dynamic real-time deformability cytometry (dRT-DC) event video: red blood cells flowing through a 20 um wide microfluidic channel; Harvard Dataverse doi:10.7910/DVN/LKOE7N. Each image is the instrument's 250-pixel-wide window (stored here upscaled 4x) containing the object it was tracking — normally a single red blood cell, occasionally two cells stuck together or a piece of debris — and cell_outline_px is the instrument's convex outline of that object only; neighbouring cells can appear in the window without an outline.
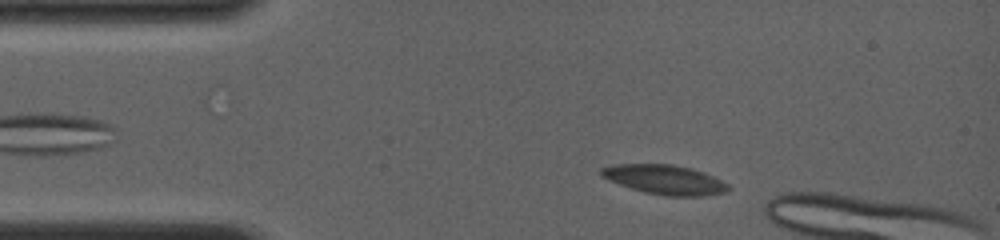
{"species": "common noctule bat (a hibernating species)", "species_latin": "Nyctalus noctula", "temperature_condition": "room temperature", "stored_images_in_passage": 13, "camera_frame_rate_fps": 4000, "um_per_image_px": 0.085, "animal": {"sex": "female", "body_mass_g": 19.0, "forearm_length_mm": 56.7}, "frame": {"image": 1, "passage_image": 3, "time_ms": 0.5, "image_size_px": [1000, 240], "cell_outline_px": [[732, 188], [728, 192], [704, 196], [664, 196], [644, 192], [608, 180], [600, 176], [600, 168], [616, 164], [672, 164], [692, 168], [704, 172], [728, 184]], "centroid_in_image_um": [56.52, 15.27], "position_along_channel_um": 28.5, "area_um2": 21.96}}
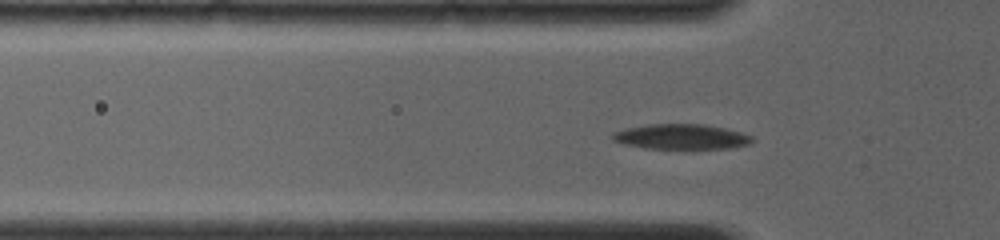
{"frame": {"image": 2, "passage_image": 11, "time_ms": 2.75, "image_size_px": [1000, 240], "cell_outline_px": [[752, 144], [732, 148], [644, 148], [612, 140], [612, 132], [624, 128], [648, 124], [704, 124], [724, 128], [740, 132], [752, 136]], "centroid_in_image_um": [57.91, 11.61], "position_along_channel_um": 67.9, "area_um2": 20.35}}